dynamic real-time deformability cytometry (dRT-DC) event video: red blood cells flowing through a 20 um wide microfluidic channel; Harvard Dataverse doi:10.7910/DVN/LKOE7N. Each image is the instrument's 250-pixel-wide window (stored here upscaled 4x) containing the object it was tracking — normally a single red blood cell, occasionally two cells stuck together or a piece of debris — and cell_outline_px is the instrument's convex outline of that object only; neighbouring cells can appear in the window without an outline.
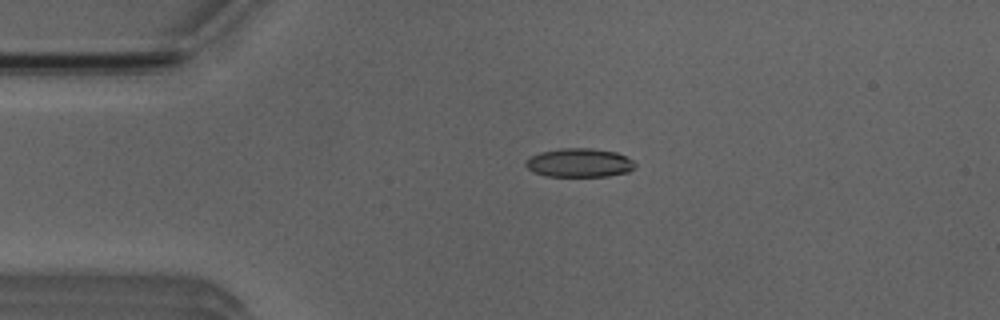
{"species": "Egyptian fruit bat (a non-hibernating species)", "species_latin": "Rousettus aegyptiacus", "temperature_condition": "room temperature", "stored_images_in_passage": 3, "camera_frame_rate_fps": 3000, "um_per_image_px": 0.085, "animal": {"sex": "male"}, "frame": {"image": 1, "passage_image": 2, "time_ms": 1.333, "image_size_px": [1000, 320], "cell_outline_px": [[636, 164], [628, 172], [608, 176], [548, 176], [536, 172], [528, 168], [524, 164], [532, 156], [540, 152], [560, 148], [592, 148], [616, 152], [632, 160]], "centroid_in_image_um": [49.26, 13.83], "position_along_channel_um": 35.7, "area_um2": 18.09}}